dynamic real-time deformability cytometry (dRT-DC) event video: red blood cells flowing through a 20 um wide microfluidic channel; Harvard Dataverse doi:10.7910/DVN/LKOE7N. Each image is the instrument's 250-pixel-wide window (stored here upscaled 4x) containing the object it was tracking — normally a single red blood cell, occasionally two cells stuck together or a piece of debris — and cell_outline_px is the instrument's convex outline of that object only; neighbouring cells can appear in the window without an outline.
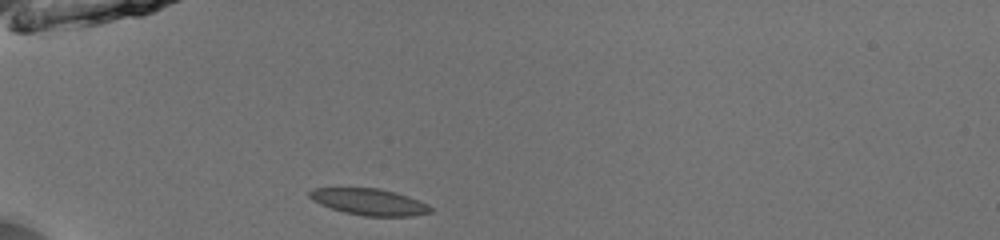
{"species": "common noctule bat (a hibernating species)", "species_latin": "Nyctalus noctula", "temperature_condition": "room temperature", "stored_images_in_passage": 36, "camera_frame_rate_fps": 3000, "um_per_image_px": 0.085, "animal": {"sex": "male", "body_mass_g": 13.0, "forearm_length_mm": 53.1}, "frame": {"image": 1, "passage_image": 1, "time_ms": 0.0, "image_size_px": [1000, 240], "cell_outline_px": [[432, 212], [412, 216], [364, 216], [344, 212], [320, 204], [312, 200], [308, 196], [308, 192], [312, 188], [380, 188], [396, 192], [408, 196], [428, 204], [432, 208]], "centroid_in_image_um": [31.38, 17.15], "position_along_channel_um": 53.6, "area_um2": 18.73}}
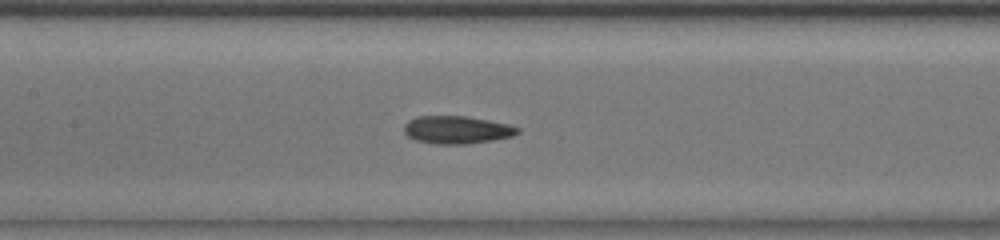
{"frame": {"image": 2, "passage_image": 11, "time_ms": 3.333, "image_size_px": [1000, 240], "cell_outline_px": [[520, 132], [512, 136], [492, 140], [468, 144], [436, 144], [416, 140], [408, 136], [404, 132], [404, 124], [408, 120], [416, 116], [468, 116], [512, 124], [520, 128]], "centroid_in_image_um": [38.86, 11.02], "position_along_channel_um": 168.5, "area_um2": 18.61}}
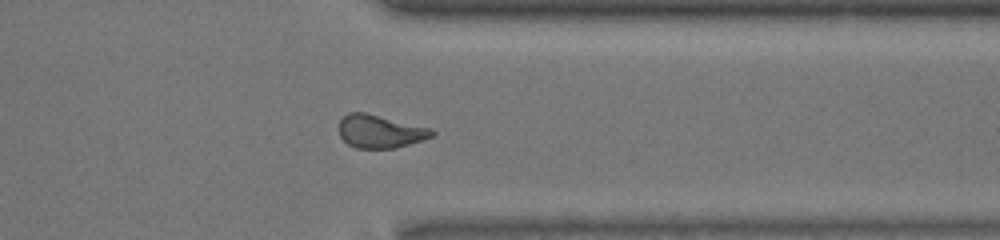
{"frame": {"image": 3, "passage_image": 27, "time_ms": 8.667, "image_size_px": [1000, 240], "cell_outline_px": [[436, 132], [432, 136], [408, 144], [392, 148], [356, 148], [348, 144], [340, 136], [340, 120], [348, 112], [364, 112], [432, 128]], "centroid_in_image_um": [32.3, 11.16], "position_along_channel_um": 379.1, "area_um2": 17.69}, "authors_computed_cell_mechanics": {"area_um2": 18.3226, "velocity_mm_per_s": 3.9577, "shape_relaxation_time_tau1_ms": 10.7357, "shape_relaxation_time_tau2_ms": 2.3272, "deformation_change_tau1": 0.1806, "deformation_change_tau2": 0.0843}}